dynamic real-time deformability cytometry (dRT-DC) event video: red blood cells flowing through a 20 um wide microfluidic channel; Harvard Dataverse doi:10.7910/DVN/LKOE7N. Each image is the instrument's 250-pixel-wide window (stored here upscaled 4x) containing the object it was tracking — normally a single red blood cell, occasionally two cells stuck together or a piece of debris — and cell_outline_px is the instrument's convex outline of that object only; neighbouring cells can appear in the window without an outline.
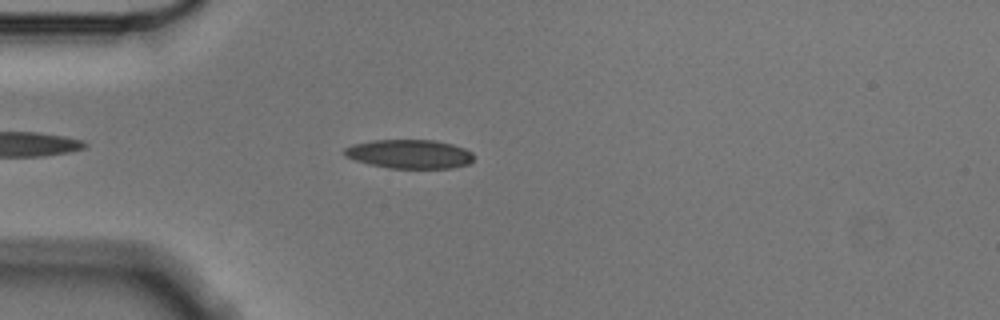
{"species": "Egyptian fruit bat (a non-hibernating species)", "species_latin": "Rousettus aegyptiacus", "temperature_condition": "cold", "stored_images_in_passage": 22, "camera_frame_rate_fps": 3000, "um_per_image_px": 0.085, "animal": {"sex": "male"}, "frame": {"image": 1, "passage_image": 7, "time_ms": 2.0, "image_size_px": [1000, 320], "cell_outline_px": [[472, 160], [468, 164], [452, 168], [388, 168], [368, 164], [344, 156], [344, 148], [352, 144], [372, 140], [436, 140], [452, 144], [464, 148], [472, 152]], "centroid_in_image_um": [34.78, 13.09], "position_along_channel_um": 50.2, "area_um2": 21.85}}
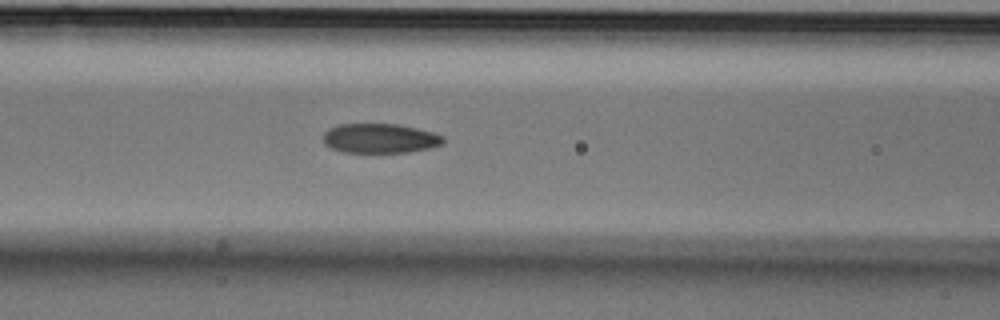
{"frame": {"image": 2, "passage_image": 15, "time_ms": 4.667, "image_size_px": [1000, 320], "cell_outline_px": [[444, 144], [428, 148], [408, 152], [344, 152], [332, 148], [324, 144], [324, 132], [328, 128], [340, 124], [396, 124], [416, 128], [432, 132], [444, 136]], "centroid_in_image_um": [32.3, 11.75], "position_along_channel_um": 134.3, "area_um2": 20.58}}
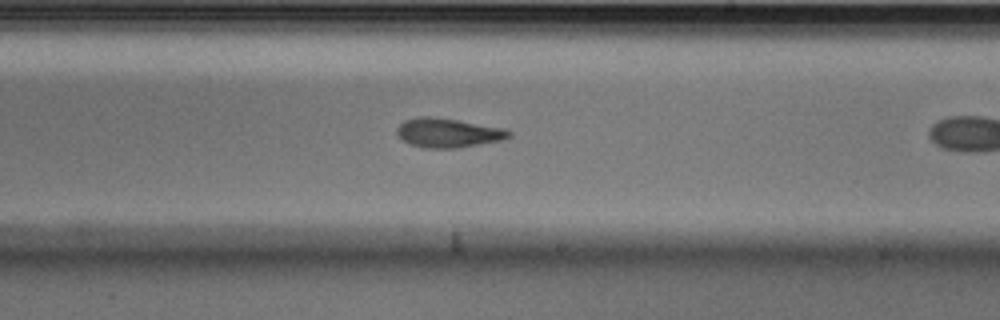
{"frame": {"image": 3, "passage_image": 21, "time_ms": 6.667, "image_size_px": [1000, 320], "cell_outline_px": [[512, 136], [504, 140], [456, 148], [424, 148], [408, 144], [396, 132], [396, 128], [404, 120], [420, 116], [432, 116], [504, 128], [512, 132]], "centroid_in_image_um": [38.09, 11.29], "position_along_channel_um": 250.9, "area_um2": 19.13}}